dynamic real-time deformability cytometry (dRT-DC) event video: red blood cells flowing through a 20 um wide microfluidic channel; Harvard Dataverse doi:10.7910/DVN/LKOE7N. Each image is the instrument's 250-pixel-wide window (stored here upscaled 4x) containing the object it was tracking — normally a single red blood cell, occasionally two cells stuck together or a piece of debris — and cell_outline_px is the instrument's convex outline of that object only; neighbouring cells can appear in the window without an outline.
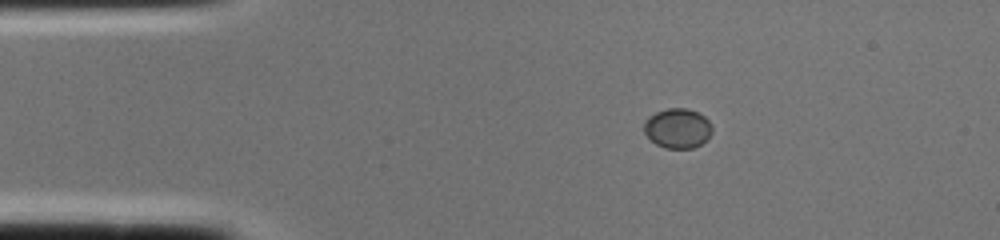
{"species": "common noctule bat (a hibernating species)", "species_latin": "Nyctalus noctula", "temperature_condition": "cold", "stored_images_in_passage": 1, "camera_frame_rate_fps": 3000, "um_per_image_px": 0.085, "animal": {"sex": "female", "body_mass_g": 22.0, "forearm_length_mm": 56.7}, "frame": {"image": 1, "passage_image": 1, "time_ms": 0.0, "image_size_px": [1000, 240], "cell_outline_px": [[712, 132], [708, 140], [692, 148], [664, 148], [656, 144], [644, 132], [644, 120], [648, 116], [656, 112], [668, 108], [688, 108], [704, 116], [708, 120], [712, 128]], "centroid_in_image_um": [57.6, 10.9], "position_along_channel_um": 27.4, "area_um2": 15.84}}